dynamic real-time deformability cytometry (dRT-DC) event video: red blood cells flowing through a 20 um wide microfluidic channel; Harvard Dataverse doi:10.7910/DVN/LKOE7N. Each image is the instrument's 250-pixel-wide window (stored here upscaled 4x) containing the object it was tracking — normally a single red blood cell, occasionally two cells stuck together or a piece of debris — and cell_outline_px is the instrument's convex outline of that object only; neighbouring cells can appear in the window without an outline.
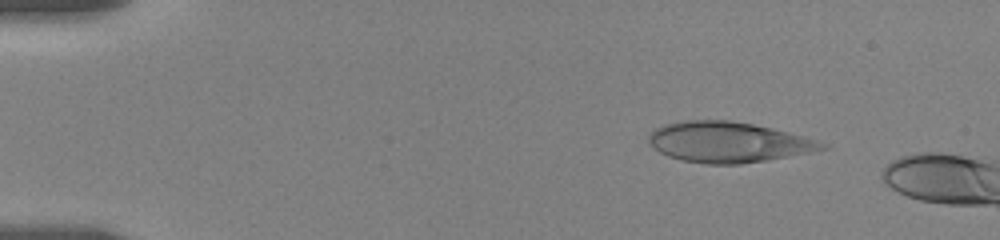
{"species": "human", "species_latin": "Homo sapiens", "temperature_condition": "room temperature", "stored_images_in_passage": 3, "camera_frame_rate_fps": 3000, "um_per_image_px": 0.085, "donor": {"sex": "female"}, "frame": {"image": 1, "passage_image": 2, "time_ms": 0.667, "image_size_px": [1000, 240], "cell_outline_px": [[828, 148], [788, 156], [740, 164], [704, 164], [680, 160], [668, 156], [652, 148], [648, 140], [648, 136], [656, 128], [664, 124], [684, 120], [728, 120], [752, 124], [772, 128], [804, 136], [828, 144]], "centroid_in_image_um": [61.85, 12.08], "position_along_channel_um": 23.1, "area_um2": 40.75}}